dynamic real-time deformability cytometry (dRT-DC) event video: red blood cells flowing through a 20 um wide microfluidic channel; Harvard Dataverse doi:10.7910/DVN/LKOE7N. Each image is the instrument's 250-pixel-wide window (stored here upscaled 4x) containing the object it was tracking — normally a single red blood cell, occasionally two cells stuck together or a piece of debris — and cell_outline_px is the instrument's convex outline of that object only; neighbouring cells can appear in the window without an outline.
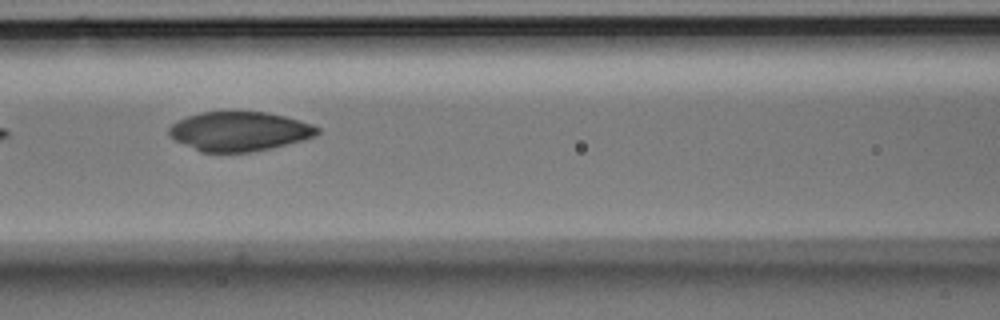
{"species": "Egyptian fruit bat (a non-hibernating species)", "species_latin": "Rousettus aegyptiacus", "temperature_condition": "room temperature", "stored_images_in_passage": 7, "camera_frame_rate_fps": 3000, "um_per_image_px": 0.085, "animal": {"sex": "male"}, "frame": {"image": 1, "passage_image": 7, "time_ms": 7.0, "image_size_px": [1000, 320], "cell_outline_px": [[320, 132], [316, 136], [304, 140], [252, 152], [200, 152], [176, 140], [168, 132], [168, 128], [172, 124], [188, 116], [200, 112], [264, 112], [284, 116], [300, 120], [312, 124], [320, 128]], "centroid_in_image_um": [20.38, 11.17], "position_along_channel_um": 146.2, "area_um2": 33.81}}